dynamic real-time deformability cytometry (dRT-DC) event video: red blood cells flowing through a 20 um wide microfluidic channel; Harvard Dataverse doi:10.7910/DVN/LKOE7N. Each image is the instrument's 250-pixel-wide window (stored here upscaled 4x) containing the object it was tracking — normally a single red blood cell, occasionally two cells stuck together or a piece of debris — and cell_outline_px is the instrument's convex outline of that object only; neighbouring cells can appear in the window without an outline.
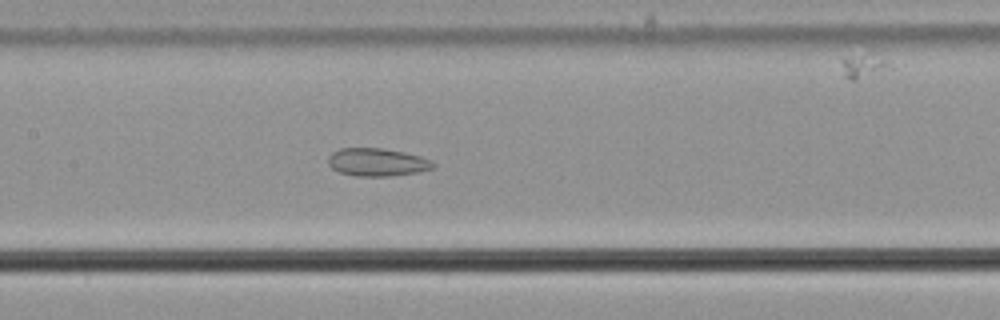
{"species": "common noctule bat (a hibernating species)", "species_latin": "Nyctalus noctula", "temperature_condition": "cold", "stored_images_in_passage": 53, "camera_frame_rate_fps": 3000, "um_per_image_px": 0.085, "animal": {"sex": "male", "body_mass_g": 21.5, "forearm_length_mm": 52.0}, "frame": {"image": 1, "passage_image": 24, "time_ms": 7.667, "image_size_px": [1000, 320], "cell_outline_px": [[436, 164], [432, 168], [416, 172], [392, 176], [352, 176], [340, 172], [332, 168], [328, 164], [328, 156], [332, 152], [340, 148], [380, 148], [404, 152], [420, 156]], "centroid_in_image_um": [32.01, 13.79], "position_along_channel_um": 175.4, "area_um2": 16.99}}
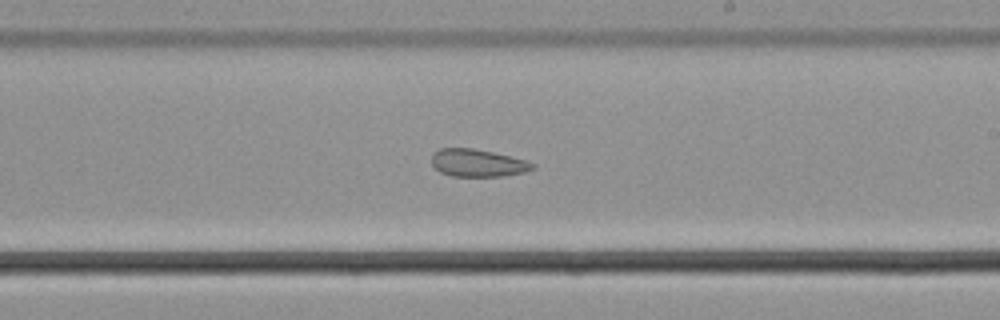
{"frame": {"image": 2, "passage_image": 30, "time_ms": 9.667, "image_size_px": [1000, 320], "cell_outline_px": [[536, 168], [524, 172], [500, 176], [452, 176], [440, 172], [432, 164], [432, 156], [440, 148], [472, 148], [492, 152], [524, 160], [536, 164]], "centroid_in_image_um": [40.6, 13.85], "position_along_channel_um": 248.4, "area_um2": 15.95}}
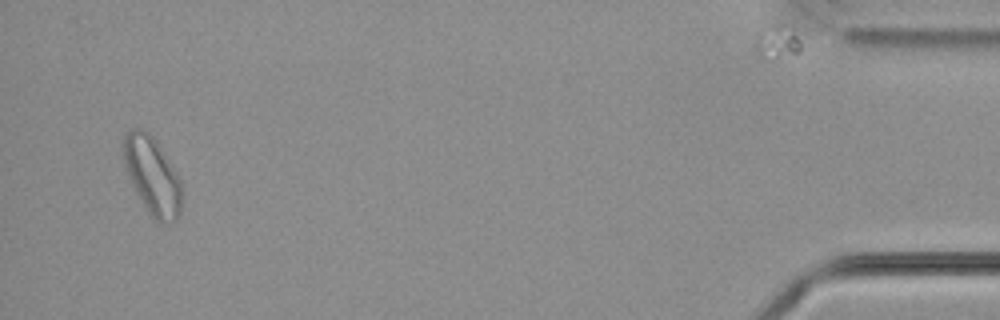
{"frame": {"image": 3, "passage_image": 51, "time_ms": 16.667, "image_size_px": [1000, 320], "cell_outline_px": [[180, 212], [176, 220], [164, 224], [160, 224], [148, 212], [136, 192], [128, 176], [124, 164], [120, 148], [120, 140], [132, 128], [144, 128], [156, 140], [164, 152], [180, 180]], "centroid_in_image_um": [12.88, 14.88], "position_along_channel_um": 422.3, "area_um2": 26.47}, "authors_computed_cell_mechanics": {"area_um2": 21.2126, "velocity_mm_per_s": 3.6671, "shape_relaxation_time_tau1_ms": null, "shape_relaxation_time_tau2_ms": 5.1456, "deformation_change_tau1": null, "deformation_change_tau2": 0.103}}